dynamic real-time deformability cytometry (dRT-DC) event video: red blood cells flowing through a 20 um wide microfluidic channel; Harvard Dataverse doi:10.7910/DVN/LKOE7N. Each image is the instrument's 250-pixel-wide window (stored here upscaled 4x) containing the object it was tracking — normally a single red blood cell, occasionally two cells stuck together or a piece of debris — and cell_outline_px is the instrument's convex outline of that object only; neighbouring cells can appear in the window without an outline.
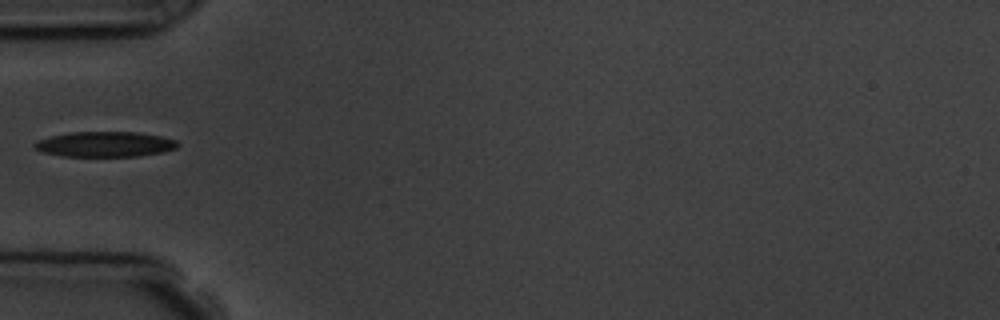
{"species": "common noctule bat (a hibernating species)", "species_latin": "Nyctalus noctula", "temperature_condition": "room temperature", "stored_images_in_passage": 3, "camera_frame_rate_fps": 3000, "um_per_image_px": 0.085, "animal": {"sex": "male", "body_mass_g": 19.5, "forearm_length_mm": 54.6}, "frame": {"image": 1, "passage_image": 1, "time_ms": 0.0, "image_size_px": [1000, 320], "cell_outline_px": [[180, 144], [176, 148], [164, 152], [136, 156], [60, 156], [40, 152], [32, 148], [32, 144], [36, 140], [52, 136], [72, 132], [136, 132], [160, 136], [176, 140]], "centroid_in_image_um": [8.87, 12.26], "position_along_channel_um": 76.1, "area_um2": 21.21}}